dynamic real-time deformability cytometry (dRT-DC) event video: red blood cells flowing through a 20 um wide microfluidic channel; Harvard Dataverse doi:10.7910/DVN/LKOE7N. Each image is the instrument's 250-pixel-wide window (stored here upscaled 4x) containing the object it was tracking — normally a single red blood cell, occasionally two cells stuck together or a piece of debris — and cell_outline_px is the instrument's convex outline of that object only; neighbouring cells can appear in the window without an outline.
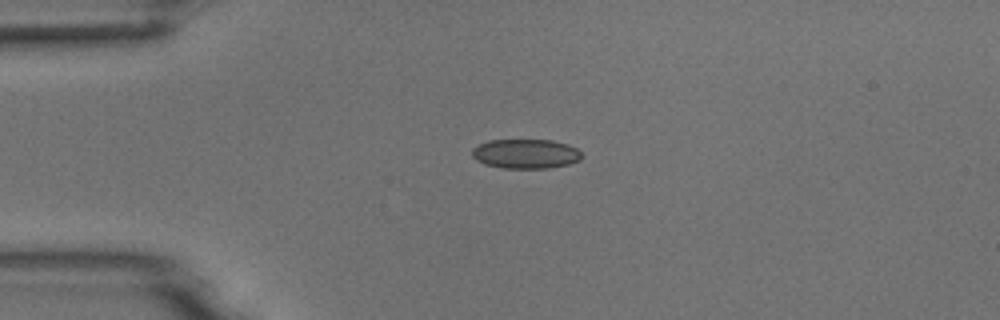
{"species": "common noctule bat (a hibernating species)", "species_latin": "Nyctalus noctula", "temperature_condition": "room temperature", "stored_images_in_passage": 5, "camera_frame_rate_fps": 3000, "um_per_image_px": 0.085, "animal": {"sex": "male", "body_mass_g": 18.8}, "frame": {"image": 1, "passage_image": 1, "time_ms": 0.0, "image_size_px": [1000, 320], "cell_outline_px": [[584, 156], [580, 160], [568, 164], [548, 168], [504, 168], [484, 164], [476, 160], [472, 156], [472, 148], [488, 140], [552, 140], [568, 144], [576, 148]], "centroid_in_image_um": [44.69, 13.07], "position_along_channel_um": 40.3, "area_um2": 18.9}}